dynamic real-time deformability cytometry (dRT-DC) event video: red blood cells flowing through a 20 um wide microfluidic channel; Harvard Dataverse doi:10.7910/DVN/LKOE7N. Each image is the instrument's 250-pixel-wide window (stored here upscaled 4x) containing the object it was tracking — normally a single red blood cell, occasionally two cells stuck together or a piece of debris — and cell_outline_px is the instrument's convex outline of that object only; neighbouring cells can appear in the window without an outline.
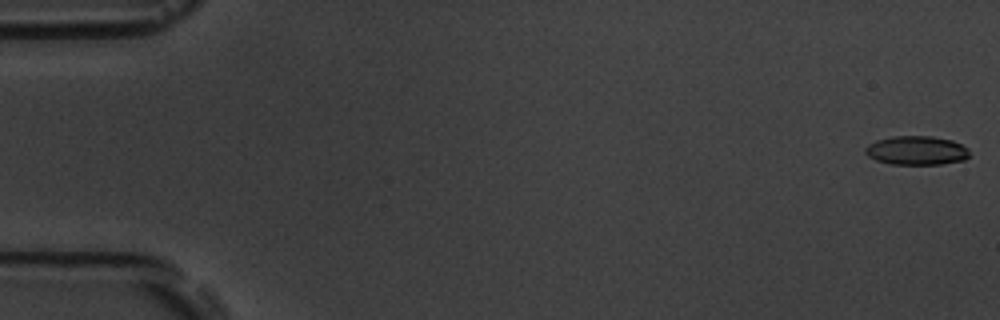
{"species": "common noctule bat (a hibernating species)", "species_latin": "Nyctalus noctula", "temperature_condition": "room temperature", "stored_images_in_passage": 56, "camera_frame_rate_fps": 3000, "um_per_image_px": 0.085, "animal": {"sex": "male", "body_mass_g": 19.5, "forearm_length_mm": 54.6}, "frame": {"image": 1, "passage_image": 1, "time_ms": 0.0, "image_size_px": [1000, 320], "cell_outline_px": [[968, 156], [964, 160], [940, 164], [892, 164], [876, 160], [868, 156], [864, 152], [864, 148], [868, 144], [876, 140], [892, 136], [932, 136], [952, 140], [968, 148]], "centroid_in_image_um": [77.87, 12.78], "position_along_channel_um": 7.1, "area_um2": 17.57}}
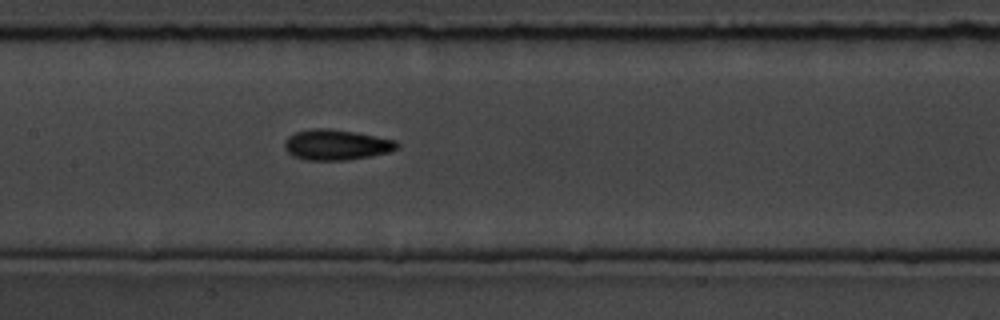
{"frame": {"image": 2, "passage_image": 27, "time_ms": 8.667, "image_size_px": [1000, 320], "cell_outline_px": [[400, 148], [388, 152], [372, 156], [348, 160], [308, 160], [292, 156], [284, 148], [284, 140], [288, 136], [296, 132], [312, 128], [328, 128], [356, 132], [396, 140], [400, 144]], "centroid_in_image_um": [28.6, 12.3], "position_along_channel_um": 178.8, "area_um2": 20.23}}
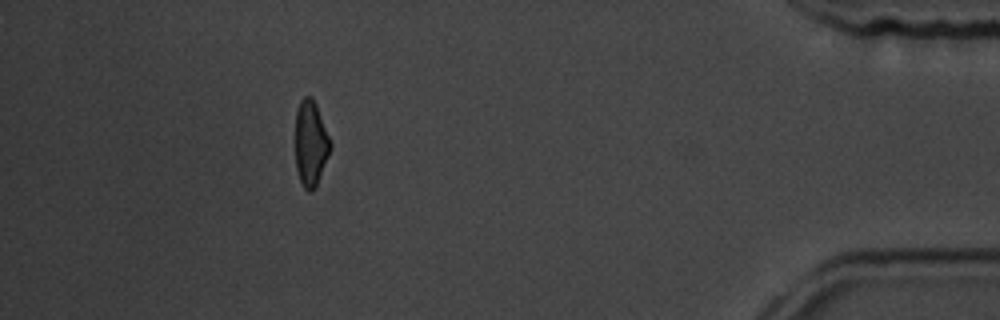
{"frame": {"image": 3, "passage_image": 50, "time_ms": 16.333, "image_size_px": [1000, 320], "cell_outline_px": [[332, 148], [316, 188], [312, 192], [308, 192], [304, 188], [300, 180], [296, 168], [296, 112], [300, 100], [304, 96], [312, 96], [316, 104], [332, 144]], "centroid_in_image_um": [26.42, 12.21], "position_along_channel_um": 408.8, "area_um2": 17.63}, "authors_computed_cell_mechanics": {"area_um2": 18.4093, "velocity_mm_per_s": 3.7243, "shape_relaxation_time_tau1_ms": 4.3874, "shape_relaxation_time_tau2_ms": 3.4424, "deformation_change_tau1": 0.1194, "deformation_change_tau2": 0.1135}}